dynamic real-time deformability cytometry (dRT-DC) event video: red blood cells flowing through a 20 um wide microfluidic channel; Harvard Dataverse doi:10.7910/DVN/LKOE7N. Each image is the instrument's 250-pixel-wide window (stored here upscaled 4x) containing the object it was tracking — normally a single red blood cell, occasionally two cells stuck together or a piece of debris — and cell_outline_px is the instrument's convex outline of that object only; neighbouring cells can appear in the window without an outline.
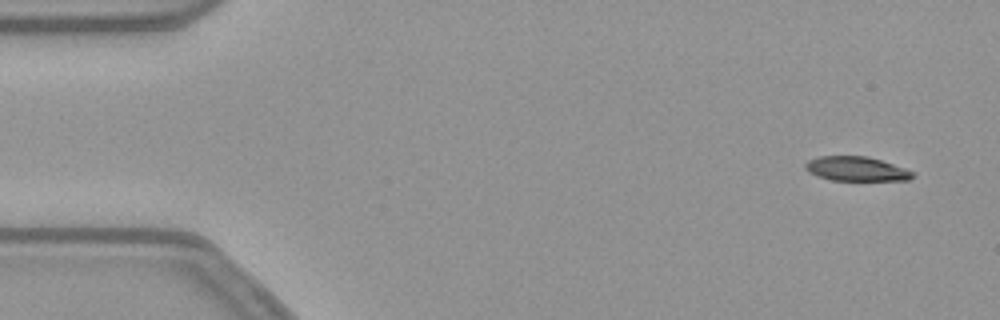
{"species": "common noctule bat (a hibernating species)", "species_latin": "Nyctalus noctula", "temperature_condition": "warm", "stored_images_in_passage": 52, "camera_frame_rate_fps": 3000, "um_per_image_px": 0.085, "animal": {"sex": "female", "body_mass_g": 21.9}, "frame": {"image": 1, "passage_image": 1, "time_ms": 0.0, "image_size_px": [1000, 320], "cell_outline_px": [[916, 176], [908, 180], [832, 180], [816, 176], [808, 172], [804, 168], [804, 164], [808, 160], [820, 156], [868, 156], [916, 172]], "centroid_in_image_um": [72.78, 14.35], "position_along_channel_um": 12.2, "area_um2": 15.32}}
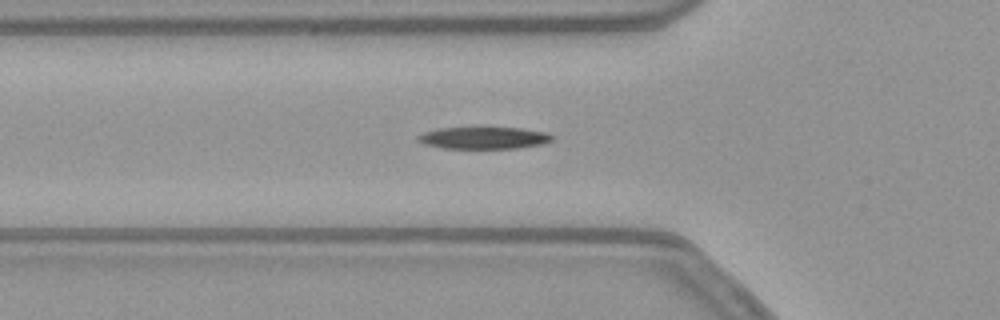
{"frame": {"image": 2, "passage_image": 16, "time_ms": 5.0, "image_size_px": [1000, 320], "cell_outline_px": [[552, 140], [544, 144], [520, 148], [440, 148], [424, 144], [416, 140], [416, 136], [424, 132], [440, 128], [520, 128], [548, 132], [552, 136]], "centroid_in_image_um": [41.12, 11.73], "position_along_channel_um": 84.7, "area_um2": 17.22}}
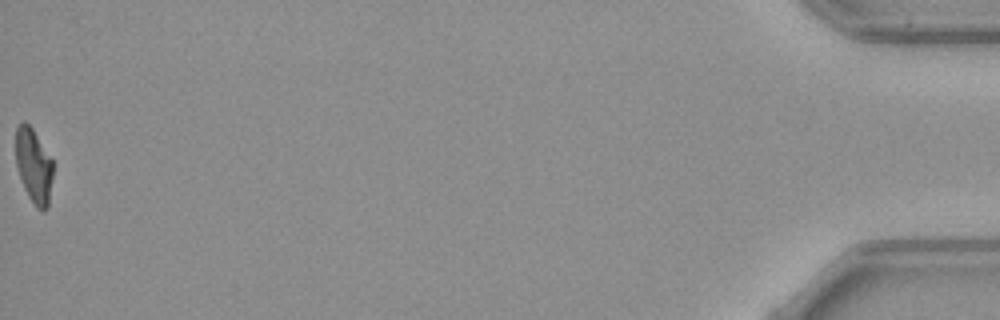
{"frame": {"image": 3, "passage_image": 52, "time_ms": 17.0, "image_size_px": [1000, 320], "cell_outline_px": [[52, 176], [48, 208], [44, 212], [36, 208], [28, 196], [24, 188], [16, 164], [16, 128], [24, 120], [32, 128], [52, 160]], "centroid_in_image_um": [2.86, 14.13], "position_along_channel_um": 432.3, "area_um2": 16.01}, "authors_computed_cell_mechanics": {"area_um2": 17.629, "velocity_mm_per_s": 3.8119, "shape_relaxation_time_tau1_ms": 4.7128, "shape_relaxation_time_tau2_ms": null, "deformation_change_tau1": 0.1996, "deformation_change_tau2": null}}